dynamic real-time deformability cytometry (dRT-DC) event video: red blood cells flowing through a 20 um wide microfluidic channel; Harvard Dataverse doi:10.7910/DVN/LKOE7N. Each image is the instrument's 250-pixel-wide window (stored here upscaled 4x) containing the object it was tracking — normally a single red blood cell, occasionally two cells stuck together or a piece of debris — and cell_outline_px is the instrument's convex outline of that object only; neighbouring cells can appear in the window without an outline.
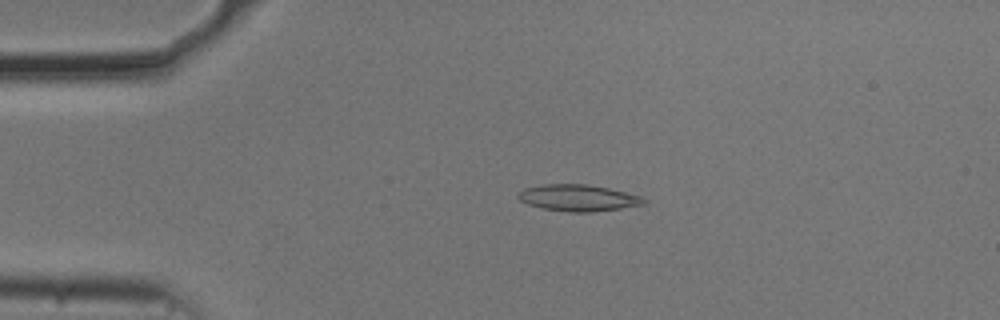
{"species": "common noctule bat (a hibernating species)", "species_latin": "Nyctalus noctula", "temperature_condition": "cold", "stored_images_in_passage": 54, "camera_frame_rate_fps": 3000, "um_per_image_px": 0.085, "animal": {"sex": "male", "body_mass_g": 20.5, "forearm_length_mm": 52.5}, "frame": {"image": 1, "passage_image": 12, "time_ms": 3.667, "image_size_px": [1000, 320], "cell_outline_px": [[648, 200], [644, 204], [620, 208], [592, 212], [568, 212], [544, 208], [528, 204], [520, 200], [516, 196], [524, 188], [544, 184], [588, 184], [608, 188], [640, 196]], "centroid_in_image_um": [49.14, 16.81], "position_along_channel_um": 35.9, "area_um2": 19.25}}
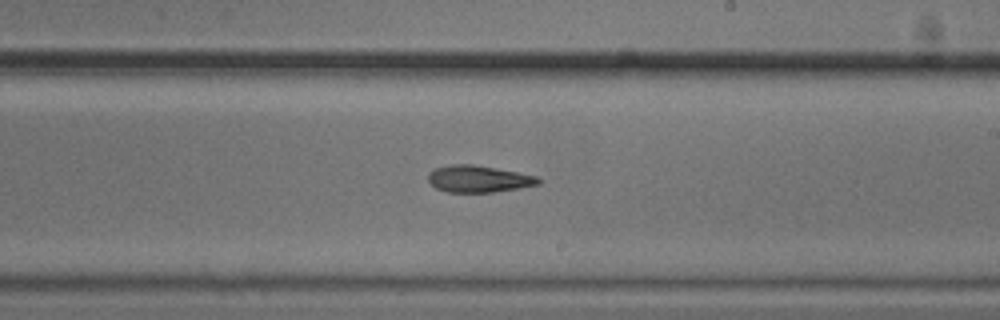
{"frame": {"image": 2, "passage_image": 32, "time_ms": 10.333, "image_size_px": [1000, 320], "cell_outline_px": [[540, 184], [520, 188], [492, 192], [448, 192], [436, 188], [428, 180], [428, 172], [436, 168], [452, 164], [472, 164], [496, 168], [536, 176], [540, 180]], "centroid_in_image_um": [40.66, 15.2], "position_along_channel_um": 248.3, "area_um2": 17.11}}
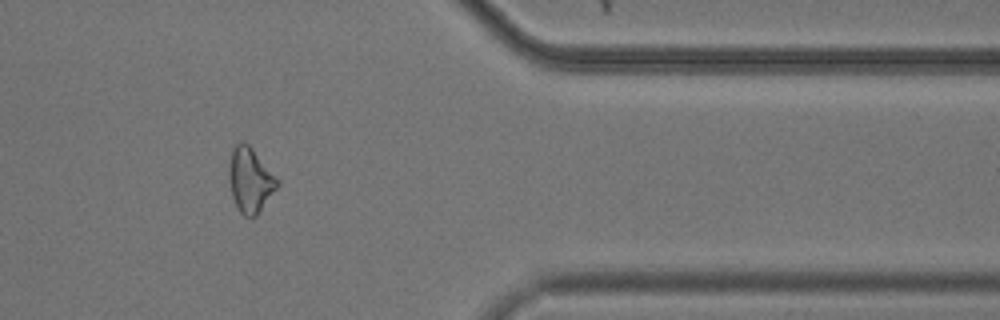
{"frame": {"image": 3, "passage_image": 45, "time_ms": 14.667, "image_size_px": [1000, 320], "cell_outline_px": [[280, 184], [256, 216], [252, 220], [244, 216], [240, 212], [232, 196], [228, 172], [232, 148], [240, 140], [248, 144], [252, 148], [280, 180]], "centroid_in_image_um": [21.28, 15.31], "position_along_channel_um": 390.1, "area_um2": 18.32}}